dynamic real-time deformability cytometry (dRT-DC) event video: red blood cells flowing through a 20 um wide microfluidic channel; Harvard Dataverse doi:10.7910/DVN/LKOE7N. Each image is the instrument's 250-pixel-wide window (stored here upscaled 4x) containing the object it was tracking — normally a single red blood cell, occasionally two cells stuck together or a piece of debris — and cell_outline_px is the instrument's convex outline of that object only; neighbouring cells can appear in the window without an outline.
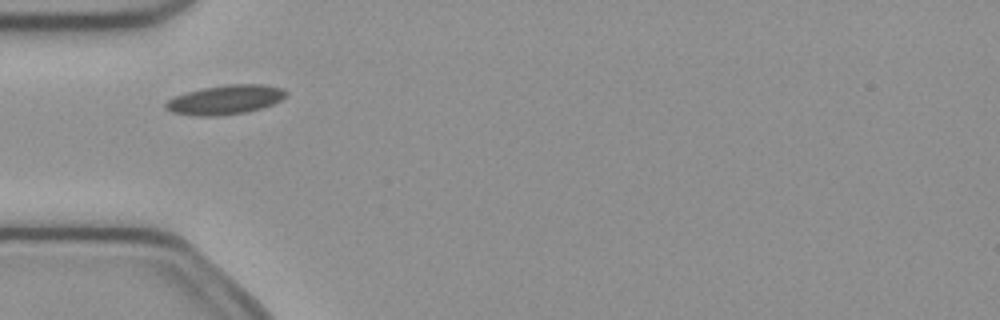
{"species": "common noctule bat (a hibernating species)", "species_latin": "Nyctalus noctula", "temperature_condition": "cold", "stored_images_in_passage": 45, "camera_frame_rate_fps": 3000, "um_per_image_px": 0.085, "animal": {"sex": "female", "body_mass_g": 21.9}, "frame": {"image": 1, "passage_image": 9, "time_ms": 2.667, "image_size_px": [1000, 320], "cell_outline_px": [[288, 96], [272, 104], [260, 108], [244, 112], [216, 116], [196, 116], [172, 112], [164, 108], [164, 104], [168, 100], [176, 96], [188, 92], [204, 88], [228, 84], [264, 84], [284, 88], [288, 92]], "centroid_in_image_um": [19.18, 8.47], "position_along_channel_um": 65.8, "area_um2": 20.46}}
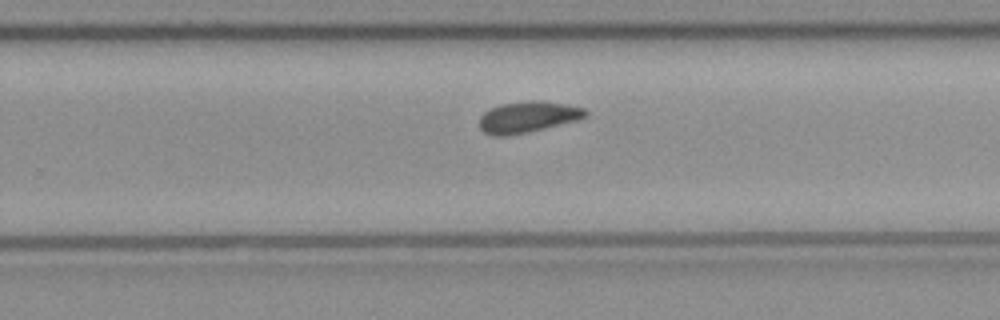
{"frame": {"image": 2, "passage_image": 26, "time_ms": 8.333, "image_size_px": [1000, 320], "cell_outline_px": [[588, 116], [576, 120], [528, 132], [508, 136], [492, 136], [484, 132], [480, 128], [480, 116], [484, 112], [500, 104], [564, 104], [584, 108], [588, 112]], "centroid_in_image_um": [44.82, 10.02], "position_along_channel_um": 285.0, "area_um2": 18.15}}
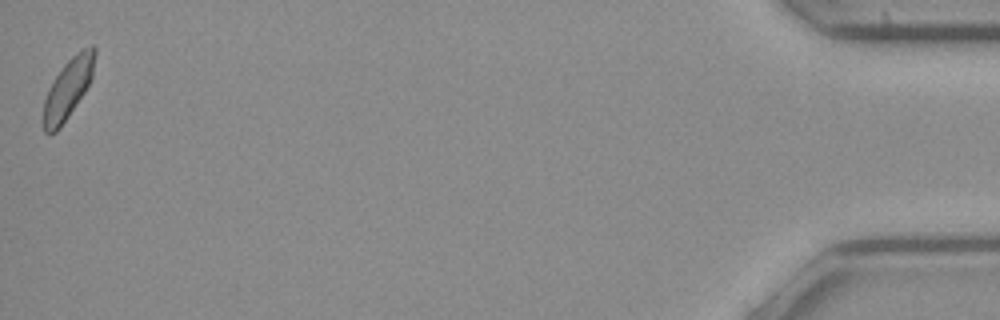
{"frame": {"image": 3, "passage_image": 45, "time_ms": 14.667, "image_size_px": [1000, 320], "cell_outline_px": [[96, 52], [92, 76], [84, 92], [60, 128], [56, 132], [44, 132], [44, 100], [48, 88], [64, 64], [76, 52], [92, 44], [96, 48]], "centroid_in_image_um": [5.79, 7.49], "position_along_channel_um": 429.4, "area_um2": 17.57}, "authors_computed_cell_mechanics": {"area_um2": 18.8428, "velocity_mm_per_s": 3.8641, "shape_relaxation_time_tau1_ms": 6.9611, "shape_relaxation_time_tau2_ms": 2.9472, "deformation_change_tau1": 0.116, "deformation_change_tau2": 0.0827}}